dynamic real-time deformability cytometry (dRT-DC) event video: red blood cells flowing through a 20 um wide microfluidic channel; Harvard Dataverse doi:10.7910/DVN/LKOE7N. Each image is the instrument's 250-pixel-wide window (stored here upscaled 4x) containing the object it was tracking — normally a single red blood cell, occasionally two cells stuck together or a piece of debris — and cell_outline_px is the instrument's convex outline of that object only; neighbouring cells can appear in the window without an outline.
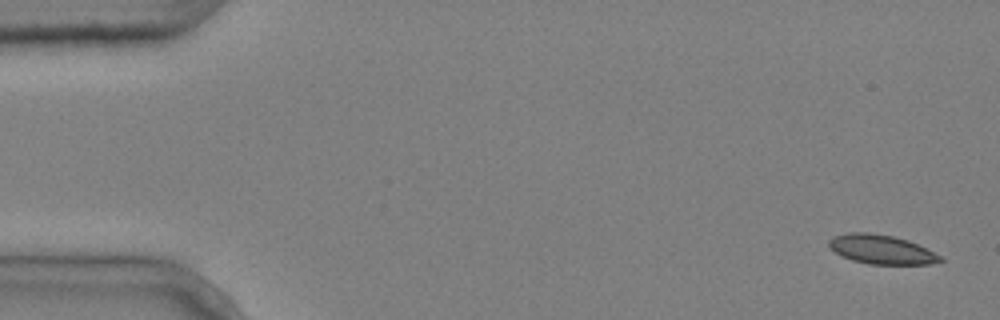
{"species": "common noctule bat (a hibernating species)", "species_latin": "Nyctalus noctula", "temperature_condition": "cold", "stored_images_in_passage": 5, "camera_frame_rate_fps": 3000, "um_per_image_px": 0.085, "animal": {"sex": "male", "body_mass_g": 20.4}, "frame": {"image": 1, "passage_image": 1, "time_ms": 0.0, "image_size_px": [1000, 320], "cell_outline_px": [[944, 260], [928, 264], [868, 264], [852, 260], [836, 252], [828, 244], [828, 240], [832, 236], [848, 232], [868, 232], [892, 236], [908, 240], [940, 256]], "centroid_in_image_um": [74.87, 21.19], "position_along_channel_um": 10.1, "area_um2": 18.61}}
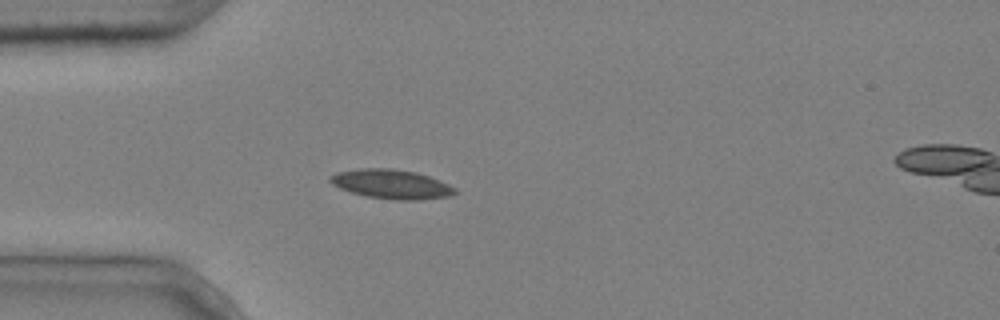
{"frame": {"image": 2, "passage_image": 4, "time_ms": 1.0, "image_size_px": [1000, 320], "cell_outline_px": [[456, 192], [448, 196], [420, 200], [396, 200], [368, 196], [352, 192], [340, 188], [332, 184], [328, 180], [328, 176], [336, 172], [360, 168], [392, 168], [416, 172], [428, 176], [448, 184], [456, 188]], "centroid_in_image_um": [33.23, 15.64], "position_along_channel_um": 51.8, "area_um2": 21.21}}